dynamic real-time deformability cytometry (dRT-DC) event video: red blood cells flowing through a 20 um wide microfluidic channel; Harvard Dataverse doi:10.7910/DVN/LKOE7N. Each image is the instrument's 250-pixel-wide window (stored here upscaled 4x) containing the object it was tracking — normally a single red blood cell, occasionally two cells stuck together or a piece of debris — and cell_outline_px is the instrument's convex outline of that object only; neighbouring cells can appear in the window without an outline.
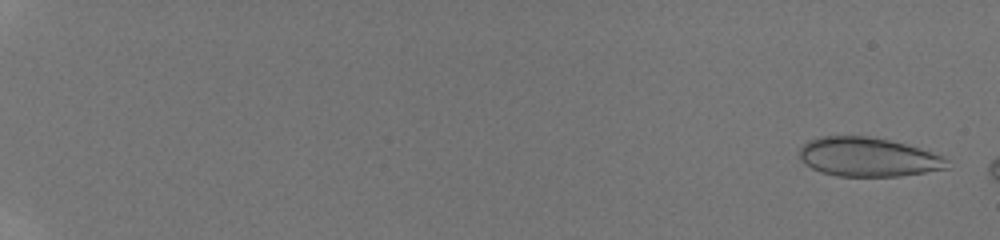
{"species": "human", "species_latin": "Homo sapiens", "temperature_condition": "room temperature", "stored_images_in_passage": 11, "camera_frame_rate_fps": 3000, "um_per_image_px": 0.085, "donor": {"sex": "male"}, "frame": {"image": 1, "passage_image": 2, "time_ms": 0.333, "image_size_px": [1000, 240], "cell_outline_px": [[948, 168], [900, 176], [836, 176], [820, 172], [804, 164], [800, 160], [800, 148], [808, 140], [820, 136], [868, 136], [888, 140], [904, 144], [940, 156], [948, 160]], "centroid_in_image_um": [73.7, 13.35], "position_along_channel_um": 11.3, "area_um2": 33.29}}